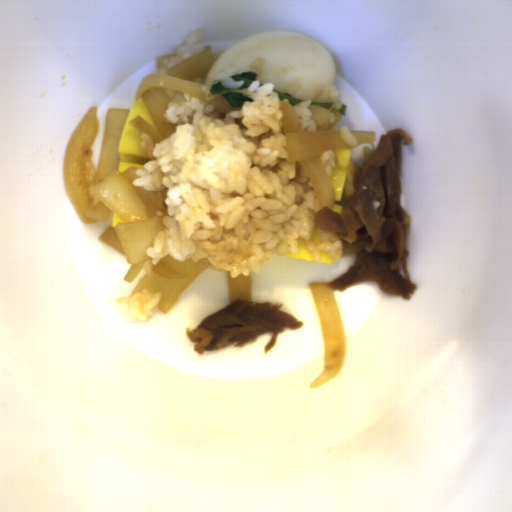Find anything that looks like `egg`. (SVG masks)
<instances>
[{
	"label": "egg",
	"instance_id": "d2b9013d",
	"mask_svg": "<svg viewBox=\"0 0 512 512\" xmlns=\"http://www.w3.org/2000/svg\"><path fill=\"white\" fill-rule=\"evenodd\" d=\"M242 72H255L259 83L294 98L316 102L336 78L328 49L299 32H258L218 55L203 80L210 87Z\"/></svg>",
	"mask_w": 512,
	"mask_h": 512
}]
</instances>
